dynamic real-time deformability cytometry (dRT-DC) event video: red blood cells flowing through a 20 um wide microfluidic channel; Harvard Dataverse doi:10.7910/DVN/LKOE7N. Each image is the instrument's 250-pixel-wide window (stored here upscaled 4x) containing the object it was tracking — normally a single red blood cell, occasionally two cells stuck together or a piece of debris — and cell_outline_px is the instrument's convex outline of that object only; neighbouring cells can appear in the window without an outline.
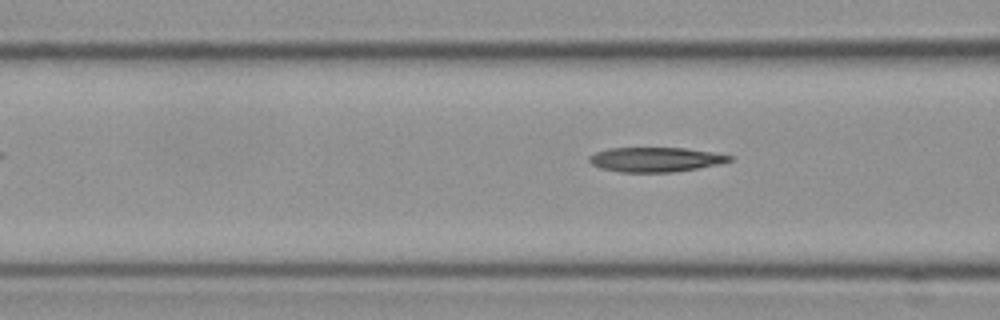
{"species": "Egyptian fruit bat (a non-hibernating species)", "species_latin": "Rousettus aegyptiacus", "temperature_condition": "cold", "stored_images_in_passage": 7, "segment_of_instrument_passage": [2, 2], "camera_frame_rate_fps": 3000, "um_per_image_px": 0.085, "frame": {"image": 1, "passage_image": 7, "time_ms": 2.0, "image_size_px": [1000, 320], "cell_outline_px": [[732, 160], [716, 164], [696, 168], [672, 172], [620, 172], [600, 168], [592, 164], [588, 160], [588, 156], [596, 152], [608, 148], [684, 148], [712, 152], [732, 156]], "centroid_in_image_um": [55.65, 13.55], "position_along_channel_um": 110.9, "area_um2": 19.88}}